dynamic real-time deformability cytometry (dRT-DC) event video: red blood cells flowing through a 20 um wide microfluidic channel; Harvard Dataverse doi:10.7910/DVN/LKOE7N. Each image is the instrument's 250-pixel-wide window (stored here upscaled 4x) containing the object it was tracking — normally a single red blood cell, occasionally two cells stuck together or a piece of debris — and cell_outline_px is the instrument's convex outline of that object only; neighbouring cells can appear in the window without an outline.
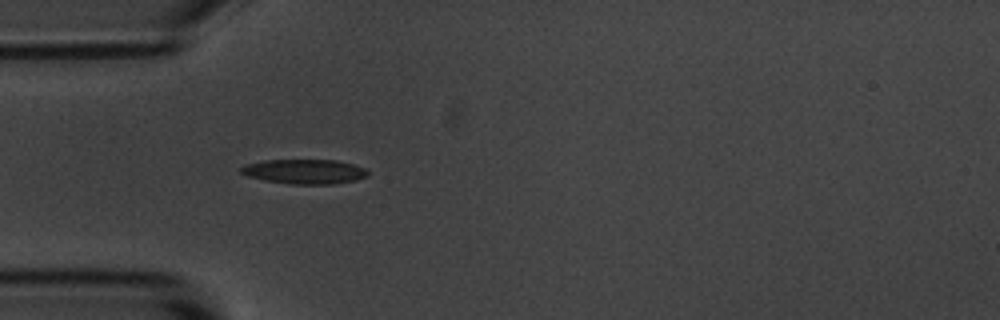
{"species": "common noctule bat (a hibernating species)", "species_latin": "Nyctalus noctula", "temperature_condition": "room temperature", "stored_images_in_passage": 1, "camera_frame_rate_fps": 3000, "um_per_image_px": 0.085, "animal": {"sex": "male", "body_mass_g": 20.1, "forearm_length_mm": 53.5}, "frame": {"image": 1, "passage_image": 1, "time_ms": 0.0, "image_size_px": [1000, 320], "cell_outline_px": [[368, 176], [356, 180], [332, 184], [292, 184], [264, 180], [248, 176], [240, 172], [240, 168], [244, 164], [264, 160], [336, 160], [352, 164], [364, 168], [368, 172]], "centroid_in_image_um": [25.86, 14.58], "position_along_channel_um": 59.1, "area_um2": 18.15}}